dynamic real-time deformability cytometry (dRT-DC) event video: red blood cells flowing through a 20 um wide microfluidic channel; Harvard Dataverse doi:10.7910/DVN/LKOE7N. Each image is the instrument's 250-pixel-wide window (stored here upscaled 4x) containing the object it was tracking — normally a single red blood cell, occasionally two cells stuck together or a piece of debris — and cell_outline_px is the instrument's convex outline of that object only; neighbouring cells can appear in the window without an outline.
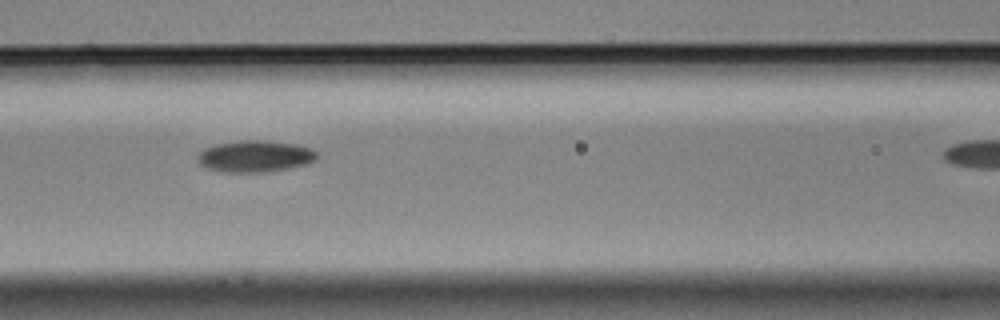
{"species": "Egyptian fruit bat (a non-hibernating species)", "species_latin": "Rousettus aegyptiacus", "temperature_condition": "cold", "stored_images_in_passage": 7, "camera_frame_rate_fps": 3000, "um_per_image_px": 0.085, "animal": {"sex": "male"}, "frame": {"image": 1, "passage_image": 6, "time_ms": 1.667, "image_size_px": [1000, 320], "cell_outline_px": [[316, 160], [308, 164], [288, 168], [264, 172], [224, 172], [208, 168], [200, 164], [196, 160], [196, 156], [204, 148], [216, 144], [240, 140], [264, 140], [296, 144], [312, 148], [316, 152]], "centroid_in_image_um": [21.67, 13.27], "position_along_channel_um": 144.9, "area_um2": 22.08}}